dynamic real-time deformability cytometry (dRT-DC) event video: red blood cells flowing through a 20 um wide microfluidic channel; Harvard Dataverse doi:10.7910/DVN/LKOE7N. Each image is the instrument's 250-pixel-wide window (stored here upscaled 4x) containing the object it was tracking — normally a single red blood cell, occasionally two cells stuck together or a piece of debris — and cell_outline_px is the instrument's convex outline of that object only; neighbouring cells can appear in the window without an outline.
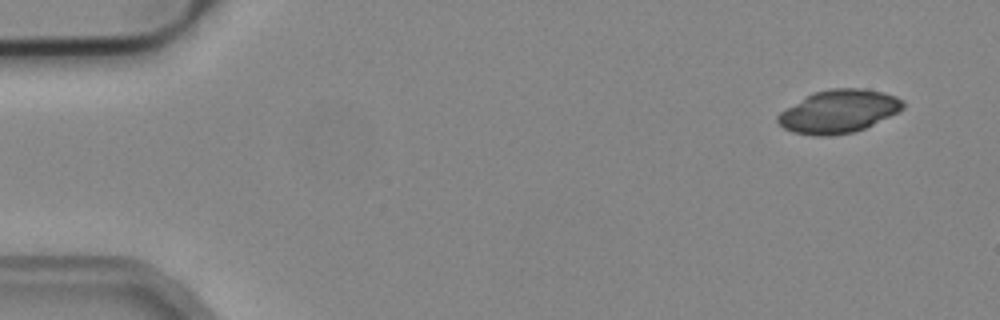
{"species": "common noctule bat (a hibernating species)", "species_latin": "Nyctalus noctula", "temperature_condition": "cold", "stored_images_in_passage": 3, "camera_frame_rate_fps": 3000, "um_per_image_px": 0.085, "animal": {"sex": "male", "body_mass_g": 19.2, "forearm_length_mm": 51.8}, "frame": {"image": 1, "passage_image": 1, "time_ms": 0.0, "image_size_px": [1000, 320], "cell_outline_px": [[904, 108], [864, 128], [852, 132], [828, 136], [816, 136], [792, 132], [784, 128], [776, 120], [776, 116], [780, 112], [812, 92], [832, 88], [864, 88], [884, 92], [896, 96], [904, 100]], "centroid_in_image_um": [71.26, 9.45], "position_along_channel_um": 13.7, "area_um2": 31.27}}